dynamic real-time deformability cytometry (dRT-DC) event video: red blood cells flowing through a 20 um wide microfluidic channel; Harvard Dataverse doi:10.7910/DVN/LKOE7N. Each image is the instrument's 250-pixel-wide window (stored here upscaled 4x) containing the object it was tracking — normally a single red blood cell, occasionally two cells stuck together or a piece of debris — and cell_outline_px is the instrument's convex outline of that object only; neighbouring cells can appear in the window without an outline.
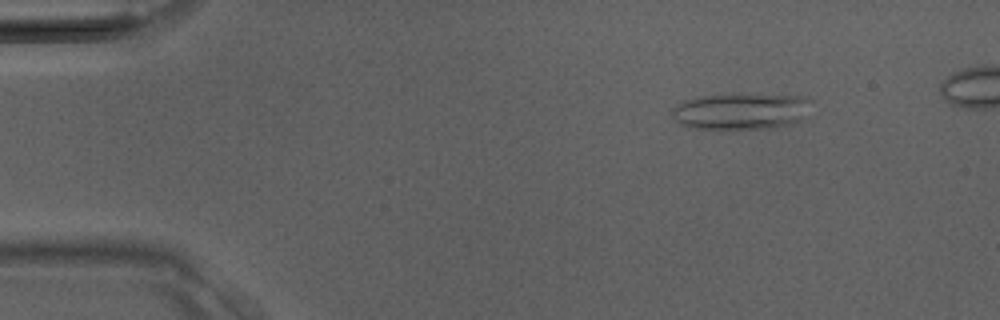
{"species": "Egyptian fruit bat (a non-hibernating species)", "species_latin": "Rousettus aegyptiacus", "temperature_condition": "room temperature", "stored_images_in_passage": 32, "camera_frame_rate_fps": 3000, "um_per_image_px": 0.085, "animal": {"sex": "male"}, "frame": {"image": 1, "passage_image": 1, "time_ms": 0.0, "image_size_px": [1000, 320], "cell_outline_px": [[812, 100], [800, 120], [768, 128], [696, 128], [676, 124], [672, 116], [672, 108], [676, 104], [696, 96], [800, 96]], "centroid_in_image_um": [62.86, 9.47], "position_along_channel_um": 22.1, "area_um2": 28.32}}
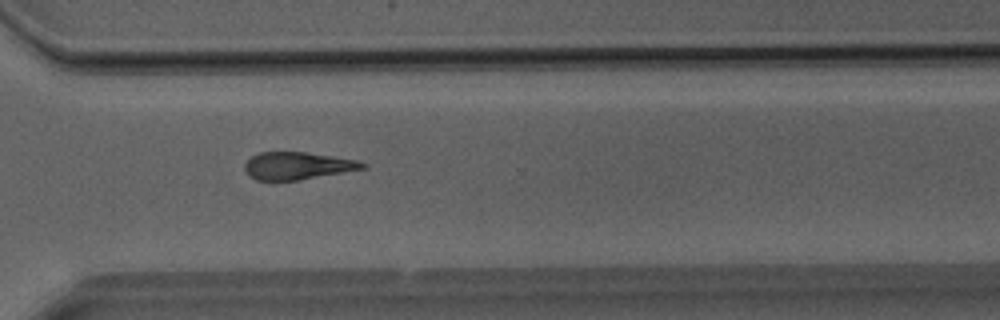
{"frame": {"image": 2, "passage_image": 24, "time_ms": 7.667, "image_size_px": [1000, 320], "cell_outline_px": [[368, 168], [296, 180], [256, 180], [248, 176], [244, 168], [244, 164], [252, 156], [260, 152], [304, 152], [332, 156], [356, 160], [368, 164]], "centroid_in_image_um": [25.28, 14.09], "position_along_channel_um": 345.3, "area_um2": 18.73}}
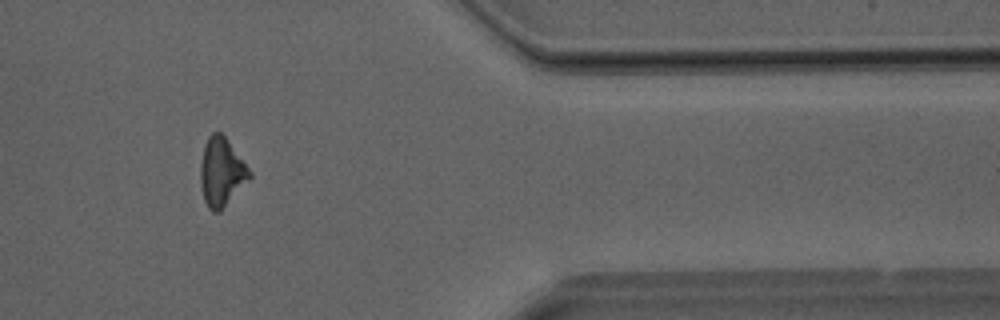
{"frame": {"image": 3, "passage_image": 28, "time_ms": 9.0, "image_size_px": [1000, 320], "cell_outline_px": [[252, 176], [220, 212], [212, 212], [208, 208], [204, 200], [200, 184], [200, 164], [204, 144], [208, 136], [212, 132], [220, 132], [228, 140], [252, 172]], "centroid_in_image_um": [18.81, 14.63], "position_along_channel_um": 392.6, "area_um2": 19.71}}